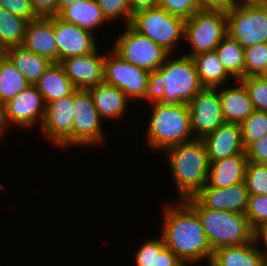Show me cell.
Returning a JSON list of instances; mask_svg holds the SVG:
<instances>
[{"label":"cell","instance_id":"cell-1","mask_svg":"<svg viewBox=\"0 0 267 266\" xmlns=\"http://www.w3.org/2000/svg\"><path fill=\"white\" fill-rule=\"evenodd\" d=\"M160 236L184 265H195L212 260L213 250L202 227L198 214L184 201L163 206ZM203 260V261H202Z\"/></svg>","mask_w":267,"mask_h":266},{"label":"cell","instance_id":"cell-2","mask_svg":"<svg viewBox=\"0 0 267 266\" xmlns=\"http://www.w3.org/2000/svg\"><path fill=\"white\" fill-rule=\"evenodd\" d=\"M170 54L163 65L149 73L144 100L152 103L188 104L201 91L202 86L191 57Z\"/></svg>","mask_w":267,"mask_h":266},{"label":"cell","instance_id":"cell-3","mask_svg":"<svg viewBox=\"0 0 267 266\" xmlns=\"http://www.w3.org/2000/svg\"><path fill=\"white\" fill-rule=\"evenodd\" d=\"M168 160L178 200L193 197L208 181L210 162L201 139L184 142L163 151ZM180 198V199H179Z\"/></svg>","mask_w":267,"mask_h":266},{"label":"cell","instance_id":"cell-4","mask_svg":"<svg viewBox=\"0 0 267 266\" xmlns=\"http://www.w3.org/2000/svg\"><path fill=\"white\" fill-rule=\"evenodd\" d=\"M145 135L148 149L165 151L175 145L195 139L188 104L152 103Z\"/></svg>","mask_w":267,"mask_h":266},{"label":"cell","instance_id":"cell-5","mask_svg":"<svg viewBox=\"0 0 267 266\" xmlns=\"http://www.w3.org/2000/svg\"><path fill=\"white\" fill-rule=\"evenodd\" d=\"M184 201L198 214L213 251L253 241L254 231L245 214L204 208L194 197Z\"/></svg>","mask_w":267,"mask_h":266},{"label":"cell","instance_id":"cell-6","mask_svg":"<svg viewBox=\"0 0 267 266\" xmlns=\"http://www.w3.org/2000/svg\"><path fill=\"white\" fill-rule=\"evenodd\" d=\"M185 22L186 20L156 7L133 13L129 26L174 54L180 39L185 40Z\"/></svg>","mask_w":267,"mask_h":266},{"label":"cell","instance_id":"cell-7","mask_svg":"<svg viewBox=\"0 0 267 266\" xmlns=\"http://www.w3.org/2000/svg\"><path fill=\"white\" fill-rule=\"evenodd\" d=\"M227 35V16L222 12L196 11L185 22V41L191 51L184 55L193 57L214 51Z\"/></svg>","mask_w":267,"mask_h":266},{"label":"cell","instance_id":"cell-8","mask_svg":"<svg viewBox=\"0 0 267 266\" xmlns=\"http://www.w3.org/2000/svg\"><path fill=\"white\" fill-rule=\"evenodd\" d=\"M118 37V38H117ZM111 48L126 62L149 72L159 69L170 55L162 46L125 25Z\"/></svg>","mask_w":267,"mask_h":266},{"label":"cell","instance_id":"cell-9","mask_svg":"<svg viewBox=\"0 0 267 266\" xmlns=\"http://www.w3.org/2000/svg\"><path fill=\"white\" fill-rule=\"evenodd\" d=\"M226 16L227 35L241 47L267 43V5H235Z\"/></svg>","mask_w":267,"mask_h":266},{"label":"cell","instance_id":"cell-10","mask_svg":"<svg viewBox=\"0 0 267 266\" xmlns=\"http://www.w3.org/2000/svg\"><path fill=\"white\" fill-rule=\"evenodd\" d=\"M73 147L96 146L105 142L103 120L89 90L74 92Z\"/></svg>","mask_w":267,"mask_h":266},{"label":"cell","instance_id":"cell-11","mask_svg":"<svg viewBox=\"0 0 267 266\" xmlns=\"http://www.w3.org/2000/svg\"><path fill=\"white\" fill-rule=\"evenodd\" d=\"M104 59V82L123 91L132 101H144V91L149 81V71L126 62L112 49Z\"/></svg>","mask_w":267,"mask_h":266},{"label":"cell","instance_id":"cell-12","mask_svg":"<svg viewBox=\"0 0 267 266\" xmlns=\"http://www.w3.org/2000/svg\"><path fill=\"white\" fill-rule=\"evenodd\" d=\"M74 112V93L48 103L40 126L41 134L58 148H72Z\"/></svg>","mask_w":267,"mask_h":266},{"label":"cell","instance_id":"cell-13","mask_svg":"<svg viewBox=\"0 0 267 266\" xmlns=\"http://www.w3.org/2000/svg\"><path fill=\"white\" fill-rule=\"evenodd\" d=\"M188 106L195 139H202L225 122L218 88H203Z\"/></svg>","mask_w":267,"mask_h":266},{"label":"cell","instance_id":"cell-14","mask_svg":"<svg viewBox=\"0 0 267 266\" xmlns=\"http://www.w3.org/2000/svg\"><path fill=\"white\" fill-rule=\"evenodd\" d=\"M53 30L57 46V63L62 60L95 52L99 46L95 34L53 16Z\"/></svg>","mask_w":267,"mask_h":266},{"label":"cell","instance_id":"cell-15","mask_svg":"<svg viewBox=\"0 0 267 266\" xmlns=\"http://www.w3.org/2000/svg\"><path fill=\"white\" fill-rule=\"evenodd\" d=\"M46 105L42 95L30 84L21 91L15 98L6 103L7 118L10 127L14 124L20 128L27 129L40 127L45 116Z\"/></svg>","mask_w":267,"mask_h":266},{"label":"cell","instance_id":"cell-16","mask_svg":"<svg viewBox=\"0 0 267 266\" xmlns=\"http://www.w3.org/2000/svg\"><path fill=\"white\" fill-rule=\"evenodd\" d=\"M104 59L105 54L97 49L86 55L68 57L60 64L76 89L88 90L104 82Z\"/></svg>","mask_w":267,"mask_h":266},{"label":"cell","instance_id":"cell-17","mask_svg":"<svg viewBox=\"0 0 267 266\" xmlns=\"http://www.w3.org/2000/svg\"><path fill=\"white\" fill-rule=\"evenodd\" d=\"M248 196L245 182H242L226 188L210 187L206 183L193 197L204 208L245 214Z\"/></svg>","mask_w":267,"mask_h":266},{"label":"cell","instance_id":"cell-18","mask_svg":"<svg viewBox=\"0 0 267 266\" xmlns=\"http://www.w3.org/2000/svg\"><path fill=\"white\" fill-rule=\"evenodd\" d=\"M209 161L246 153L238 123L223 122L215 131L203 137Z\"/></svg>","mask_w":267,"mask_h":266},{"label":"cell","instance_id":"cell-19","mask_svg":"<svg viewBox=\"0 0 267 266\" xmlns=\"http://www.w3.org/2000/svg\"><path fill=\"white\" fill-rule=\"evenodd\" d=\"M23 45L39 56L57 63V46L52 17H38L27 24Z\"/></svg>","mask_w":267,"mask_h":266},{"label":"cell","instance_id":"cell-20","mask_svg":"<svg viewBox=\"0 0 267 266\" xmlns=\"http://www.w3.org/2000/svg\"><path fill=\"white\" fill-rule=\"evenodd\" d=\"M236 82L239 84L228 86L226 83V86L218 87V93L225 122L241 124L255 109L244 83L241 80Z\"/></svg>","mask_w":267,"mask_h":266},{"label":"cell","instance_id":"cell-21","mask_svg":"<svg viewBox=\"0 0 267 266\" xmlns=\"http://www.w3.org/2000/svg\"><path fill=\"white\" fill-rule=\"evenodd\" d=\"M88 90L102 120L119 121L125 116L127 106L131 101L119 88L103 82Z\"/></svg>","mask_w":267,"mask_h":266},{"label":"cell","instance_id":"cell-22","mask_svg":"<svg viewBox=\"0 0 267 266\" xmlns=\"http://www.w3.org/2000/svg\"><path fill=\"white\" fill-rule=\"evenodd\" d=\"M209 162L207 184L210 187L226 188L244 182L247 163L246 153Z\"/></svg>","mask_w":267,"mask_h":266},{"label":"cell","instance_id":"cell-23","mask_svg":"<svg viewBox=\"0 0 267 266\" xmlns=\"http://www.w3.org/2000/svg\"><path fill=\"white\" fill-rule=\"evenodd\" d=\"M34 85L42 95L45 105L77 90L60 63H52Z\"/></svg>","mask_w":267,"mask_h":266},{"label":"cell","instance_id":"cell-24","mask_svg":"<svg viewBox=\"0 0 267 266\" xmlns=\"http://www.w3.org/2000/svg\"><path fill=\"white\" fill-rule=\"evenodd\" d=\"M58 17L93 34L96 33L97 28H101L108 22L96 0H77L64 8Z\"/></svg>","mask_w":267,"mask_h":266},{"label":"cell","instance_id":"cell-25","mask_svg":"<svg viewBox=\"0 0 267 266\" xmlns=\"http://www.w3.org/2000/svg\"><path fill=\"white\" fill-rule=\"evenodd\" d=\"M212 261L218 266H265L254 240L238 246H224L213 252Z\"/></svg>","mask_w":267,"mask_h":266},{"label":"cell","instance_id":"cell-26","mask_svg":"<svg viewBox=\"0 0 267 266\" xmlns=\"http://www.w3.org/2000/svg\"><path fill=\"white\" fill-rule=\"evenodd\" d=\"M4 53L23 74L29 84H35L45 70L52 64L47 58L28 50L24 45L7 48Z\"/></svg>","mask_w":267,"mask_h":266},{"label":"cell","instance_id":"cell-27","mask_svg":"<svg viewBox=\"0 0 267 266\" xmlns=\"http://www.w3.org/2000/svg\"><path fill=\"white\" fill-rule=\"evenodd\" d=\"M192 60L204 88L222 87L232 78L223 67L215 50L195 55Z\"/></svg>","mask_w":267,"mask_h":266},{"label":"cell","instance_id":"cell-28","mask_svg":"<svg viewBox=\"0 0 267 266\" xmlns=\"http://www.w3.org/2000/svg\"><path fill=\"white\" fill-rule=\"evenodd\" d=\"M30 84L22 73L18 71L14 63L4 53H0V101L7 103L15 98Z\"/></svg>","mask_w":267,"mask_h":266},{"label":"cell","instance_id":"cell-29","mask_svg":"<svg viewBox=\"0 0 267 266\" xmlns=\"http://www.w3.org/2000/svg\"><path fill=\"white\" fill-rule=\"evenodd\" d=\"M215 51L233 81L245 78V48L241 47L229 35H226Z\"/></svg>","mask_w":267,"mask_h":266},{"label":"cell","instance_id":"cell-30","mask_svg":"<svg viewBox=\"0 0 267 266\" xmlns=\"http://www.w3.org/2000/svg\"><path fill=\"white\" fill-rule=\"evenodd\" d=\"M29 21L0 6V50L23 45Z\"/></svg>","mask_w":267,"mask_h":266},{"label":"cell","instance_id":"cell-31","mask_svg":"<svg viewBox=\"0 0 267 266\" xmlns=\"http://www.w3.org/2000/svg\"><path fill=\"white\" fill-rule=\"evenodd\" d=\"M242 142L245 150L267 134V111L254 110L241 124Z\"/></svg>","mask_w":267,"mask_h":266},{"label":"cell","instance_id":"cell-32","mask_svg":"<svg viewBox=\"0 0 267 266\" xmlns=\"http://www.w3.org/2000/svg\"><path fill=\"white\" fill-rule=\"evenodd\" d=\"M244 182L249 195H267V165L248 161Z\"/></svg>","mask_w":267,"mask_h":266},{"label":"cell","instance_id":"cell-33","mask_svg":"<svg viewBox=\"0 0 267 266\" xmlns=\"http://www.w3.org/2000/svg\"><path fill=\"white\" fill-rule=\"evenodd\" d=\"M267 66V43L245 48V77L259 76Z\"/></svg>","mask_w":267,"mask_h":266},{"label":"cell","instance_id":"cell-34","mask_svg":"<svg viewBox=\"0 0 267 266\" xmlns=\"http://www.w3.org/2000/svg\"><path fill=\"white\" fill-rule=\"evenodd\" d=\"M99 8L105 19L108 22H117L123 19L124 24L129 25L132 12L129 5V0H96Z\"/></svg>","mask_w":267,"mask_h":266},{"label":"cell","instance_id":"cell-35","mask_svg":"<svg viewBox=\"0 0 267 266\" xmlns=\"http://www.w3.org/2000/svg\"><path fill=\"white\" fill-rule=\"evenodd\" d=\"M245 216L253 231L267 225V195H249Z\"/></svg>","mask_w":267,"mask_h":266},{"label":"cell","instance_id":"cell-36","mask_svg":"<svg viewBox=\"0 0 267 266\" xmlns=\"http://www.w3.org/2000/svg\"><path fill=\"white\" fill-rule=\"evenodd\" d=\"M141 243L138 250H136L134 260L135 266H155L156 253H160L166 246L163 238L158 237L148 238Z\"/></svg>","mask_w":267,"mask_h":266},{"label":"cell","instance_id":"cell-37","mask_svg":"<svg viewBox=\"0 0 267 266\" xmlns=\"http://www.w3.org/2000/svg\"><path fill=\"white\" fill-rule=\"evenodd\" d=\"M241 81L247 88L255 110L267 111V81L260 76H248Z\"/></svg>","mask_w":267,"mask_h":266},{"label":"cell","instance_id":"cell-38","mask_svg":"<svg viewBox=\"0 0 267 266\" xmlns=\"http://www.w3.org/2000/svg\"><path fill=\"white\" fill-rule=\"evenodd\" d=\"M159 7L184 20L199 11L198 0H159Z\"/></svg>","mask_w":267,"mask_h":266},{"label":"cell","instance_id":"cell-39","mask_svg":"<svg viewBox=\"0 0 267 266\" xmlns=\"http://www.w3.org/2000/svg\"><path fill=\"white\" fill-rule=\"evenodd\" d=\"M0 6L27 21L38 18L32 9L30 0H0Z\"/></svg>","mask_w":267,"mask_h":266},{"label":"cell","instance_id":"cell-40","mask_svg":"<svg viewBox=\"0 0 267 266\" xmlns=\"http://www.w3.org/2000/svg\"><path fill=\"white\" fill-rule=\"evenodd\" d=\"M248 161L267 165V134L246 149Z\"/></svg>","mask_w":267,"mask_h":266},{"label":"cell","instance_id":"cell-41","mask_svg":"<svg viewBox=\"0 0 267 266\" xmlns=\"http://www.w3.org/2000/svg\"><path fill=\"white\" fill-rule=\"evenodd\" d=\"M234 6V0H198L201 11L228 13Z\"/></svg>","mask_w":267,"mask_h":266},{"label":"cell","instance_id":"cell-42","mask_svg":"<svg viewBox=\"0 0 267 266\" xmlns=\"http://www.w3.org/2000/svg\"><path fill=\"white\" fill-rule=\"evenodd\" d=\"M32 9L38 17L57 16V0H30Z\"/></svg>","mask_w":267,"mask_h":266},{"label":"cell","instance_id":"cell-43","mask_svg":"<svg viewBox=\"0 0 267 266\" xmlns=\"http://www.w3.org/2000/svg\"><path fill=\"white\" fill-rule=\"evenodd\" d=\"M155 266H184V264L171 249L165 247L160 253H156Z\"/></svg>","mask_w":267,"mask_h":266},{"label":"cell","instance_id":"cell-44","mask_svg":"<svg viewBox=\"0 0 267 266\" xmlns=\"http://www.w3.org/2000/svg\"><path fill=\"white\" fill-rule=\"evenodd\" d=\"M253 240L256 243L257 249L265 261V266H267V225H263L254 230ZM259 242L260 244L261 242L264 243L261 244L262 247L259 245Z\"/></svg>","mask_w":267,"mask_h":266},{"label":"cell","instance_id":"cell-45","mask_svg":"<svg viewBox=\"0 0 267 266\" xmlns=\"http://www.w3.org/2000/svg\"><path fill=\"white\" fill-rule=\"evenodd\" d=\"M132 13L139 10L159 7V0H129Z\"/></svg>","mask_w":267,"mask_h":266},{"label":"cell","instance_id":"cell-46","mask_svg":"<svg viewBox=\"0 0 267 266\" xmlns=\"http://www.w3.org/2000/svg\"><path fill=\"white\" fill-rule=\"evenodd\" d=\"M10 123L7 118L6 104L0 101V139L5 136Z\"/></svg>","mask_w":267,"mask_h":266},{"label":"cell","instance_id":"cell-47","mask_svg":"<svg viewBox=\"0 0 267 266\" xmlns=\"http://www.w3.org/2000/svg\"><path fill=\"white\" fill-rule=\"evenodd\" d=\"M236 6L267 5V0H234Z\"/></svg>","mask_w":267,"mask_h":266},{"label":"cell","instance_id":"cell-48","mask_svg":"<svg viewBox=\"0 0 267 266\" xmlns=\"http://www.w3.org/2000/svg\"><path fill=\"white\" fill-rule=\"evenodd\" d=\"M75 1H77V0H57V2H56L57 16L64 8L71 5Z\"/></svg>","mask_w":267,"mask_h":266},{"label":"cell","instance_id":"cell-49","mask_svg":"<svg viewBox=\"0 0 267 266\" xmlns=\"http://www.w3.org/2000/svg\"><path fill=\"white\" fill-rule=\"evenodd\" d=\"M262 79L267 81V66L265 69L262 71V73L259 75Z\"/></svg>","mask_w":267,"mask_h":266},{"label":"cell","instance_id":"cell-50","mask_svg":"<svg viewBox=\"0 0 267 266\" xmlns=\"http://www.w3.org/2000/svg\"><path fill=\"white\" fill-rule=\"evenodd\" d=\"M207 264H209V266H218L214 261L212 260H208Z\"/></svg>","mask_w":267,"mask_h":266}]
</instances>
